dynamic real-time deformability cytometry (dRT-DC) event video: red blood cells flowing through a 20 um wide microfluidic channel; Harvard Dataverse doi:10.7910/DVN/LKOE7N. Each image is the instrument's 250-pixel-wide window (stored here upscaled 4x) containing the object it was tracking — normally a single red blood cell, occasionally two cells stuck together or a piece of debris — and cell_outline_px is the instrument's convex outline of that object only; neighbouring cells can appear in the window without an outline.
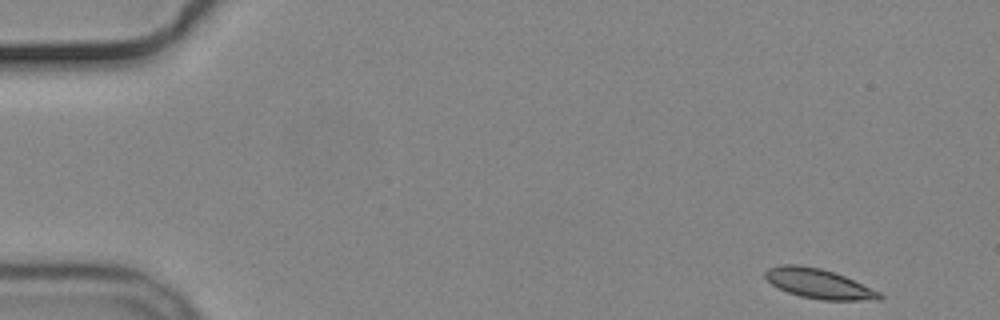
{"species": "common noctule bat (a hibernating species)", "species_latin": "Nyctalus noctula", "temperature_condition": "cold", "stored_images_in_passage": 53, "camera_frame_rate_fps": 3000, "um_per_image_px": 0.085, "animal": {"sex": "male", "body_mass_g": 19.2, "forearm_length_mm": 51.8}, "frame": {"image": 1, "passage_image": 1, "time_ms": 0.0, "image_size_px": [1000, 320], "cell_outline_px": [[884, 296], [880, 300], [824, 300], [800, 296], [788, 292], [772, 284], [764, 276], [764, 272], [768, 268], [784, 264], [796, 264], [820, 268], [844, 276], [880, 292]], "centroid_in_image_um": [69.59, 24.11], "position_along_channel_um": 15.4, "area_um2": 19.54}}
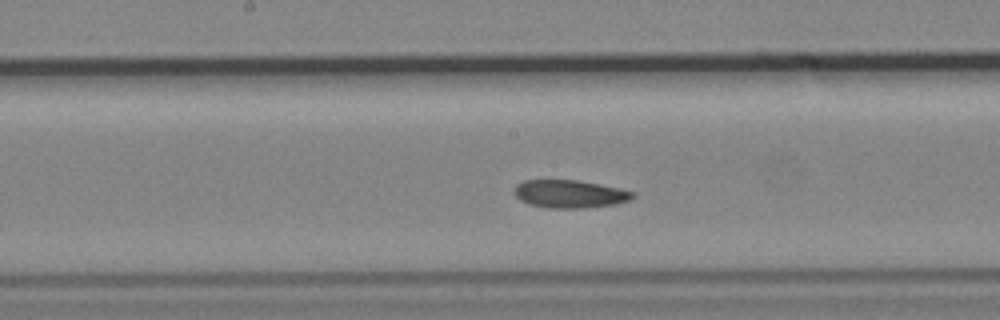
{"frame": {"image": 2, "passage_image": 26, "time_ms": 8.333, "image_size_px": [1000, 320], "cell_outline_px": [[636, 196], [628, 200], [616, 204], [580, 208], [548, 208], [528, 204], [520, 200], [516, 196], [516, 184], [524, 180], [576, 180], [620, 188], [636, 192]], "centroid_in_image_um": [48.45, 16.48], "position_along_channel_um": 199.8, "area_um2": 19.19}}
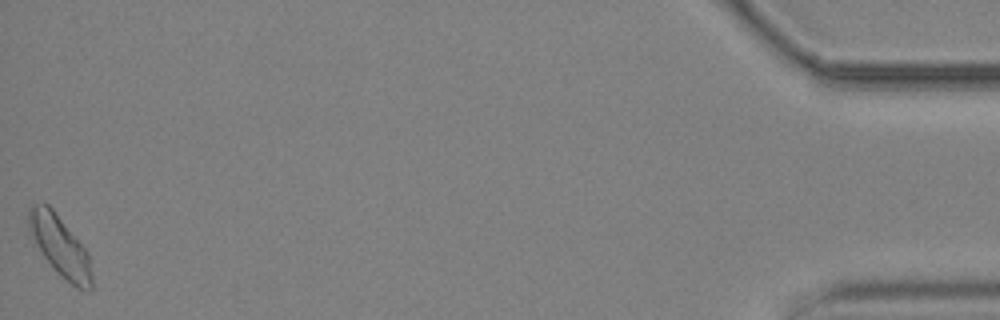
{"frame": {"image": 3, "passage_image": 53, "time_ms": 17.333, "image_size_px": [1000, 320], "cell_outline_px": [[92, 288], [88, 292], [76, 288], [56, 272], [44, 256], [28, 232], [28, 208], [32, 200], [48, 204], [52, 208], [88, 252], [92, 276]], "centroid_in_image_um": [5.07, 20.89], "position_along_channel_um": 430.1, "area_um2": 22.43}, "authors_computed_cell_mechanics": {"area_um2": 19.941, "velocity_mm_per_s": 3.6403, "shape_relaxation_time_tau1_ms": 10.5933, "shape_relaxation_time_tau2_ms": 8.7447, "deformation_change_tau1": 0.1334, "deformation_change_tau2": 0.1436}}